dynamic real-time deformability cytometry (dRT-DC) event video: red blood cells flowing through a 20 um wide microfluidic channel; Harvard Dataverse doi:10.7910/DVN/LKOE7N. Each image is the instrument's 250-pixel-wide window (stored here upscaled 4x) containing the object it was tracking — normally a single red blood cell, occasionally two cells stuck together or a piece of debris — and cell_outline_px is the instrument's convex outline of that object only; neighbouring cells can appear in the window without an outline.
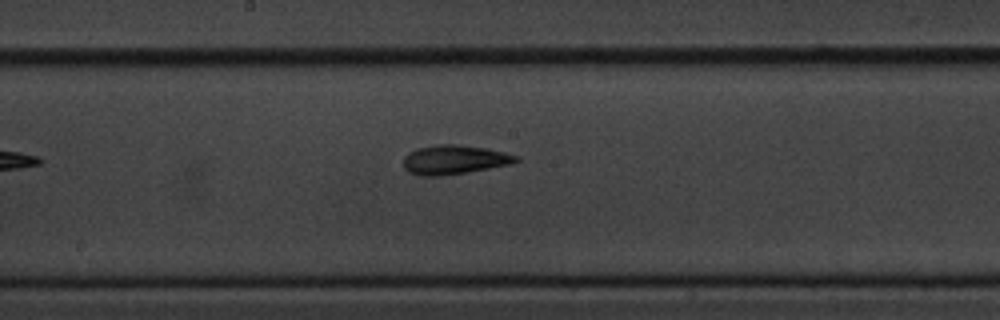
{"species": "common noctule bat (a hibernating species)", "species_latin": "Nyctalus noctula", "temperature_condition": "cold", "stored_images_in_passage": 9, "camera_frame_rate_fps": 3000, "um_per_image_px": 0.085, "animal": {"sex": "male", "body_mass_g": 20.1, "forearm_length_mm": 53.5}, "frame": {"image": 1, "passage_image": 9, "time_ms": 9.333, "image_size_px": [1000, 320], "cell_outline_px": [[520, 160], [512, 164], [440, 176], [420, 176], [408, 172], [404, 168], [404, 156], [408, 152], [416, 148], [436, 144], [460, 144], [488, 148], [504, 152], [516, 156]], "centroid_in_image_um": [38.58, 13.56], "position_along_channel_um": 209.6, "area_um2": 19.25}}